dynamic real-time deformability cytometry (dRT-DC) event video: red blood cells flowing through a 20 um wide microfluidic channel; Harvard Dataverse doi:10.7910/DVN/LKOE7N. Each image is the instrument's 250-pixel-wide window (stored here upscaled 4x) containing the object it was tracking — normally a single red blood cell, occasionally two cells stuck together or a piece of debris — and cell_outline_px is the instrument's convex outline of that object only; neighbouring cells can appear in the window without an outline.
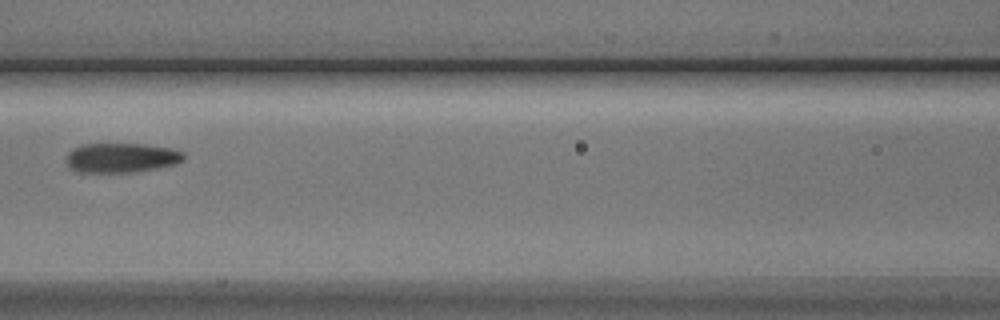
{"species": "Egyptian fruit bat (a non-hibernating species)", "species_latin": "Rousettus aegyptiacus", "temperature_condition": "cold", "stored_images_in_passage": 8, "segment_of_instrument_passage": [1, 2], "camera_frame_rate_fps": 3000, "um_per_image_px": 0.085, "animal": {"sex": "male"}, "frame": {"image": 1, "passage_image": 7, "time_ms": 7.333, "image_size_px": [1000, 320], "cell_outline_px": [[184, 160], [176, 164], [136, 172], [80, 172], [72, 168], [68, 164], [68, 152], [72, 148], [84, 144], [144, 144], [168, 148], [184, 152]], "centroid_in_image_um": [10.34, 13.41], "position_along_channel_um": 156.3, "area_um2": 20.06}}